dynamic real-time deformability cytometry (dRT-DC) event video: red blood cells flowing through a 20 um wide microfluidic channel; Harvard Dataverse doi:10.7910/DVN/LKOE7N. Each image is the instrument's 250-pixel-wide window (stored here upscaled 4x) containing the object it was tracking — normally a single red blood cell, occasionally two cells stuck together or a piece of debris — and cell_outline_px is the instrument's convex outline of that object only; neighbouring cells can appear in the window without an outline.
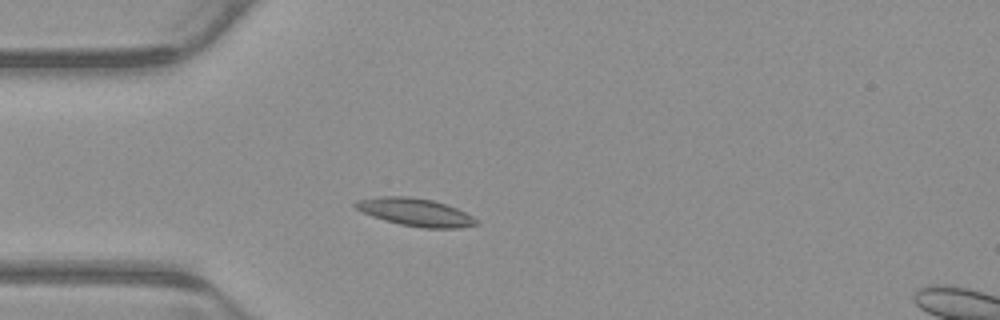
{"species": "common noctule bat (a hibernating species)", "species_latin": "Nyctalus noctula", "temperature_condition": "warm", "stored_images_in_passage": 3, "camera_frame_rate_fps": 3000, "um_per_image_px": 0.085, "animal": {"sex": "male", "body_mass_g": 23.1, "forearm_length_mm": 52.7}, "frame": {"image": 1, "passage_image": 2, "time_ms": 0.333, "image_size_px": [1000, 320], "cell_outline_px": [[480, 224], [460, 228], [424, 228], [400, 224], [384, 220], [372, 216], [356, 208], [352, 204], [356, 200], [376, 196], [408, 196], [432, 200], [456, 208], [472, 216]], "centroid_in_image_um": [35.28, 18.03], "position_along_channel_um": 49.7, "area_um2": 19.48}}